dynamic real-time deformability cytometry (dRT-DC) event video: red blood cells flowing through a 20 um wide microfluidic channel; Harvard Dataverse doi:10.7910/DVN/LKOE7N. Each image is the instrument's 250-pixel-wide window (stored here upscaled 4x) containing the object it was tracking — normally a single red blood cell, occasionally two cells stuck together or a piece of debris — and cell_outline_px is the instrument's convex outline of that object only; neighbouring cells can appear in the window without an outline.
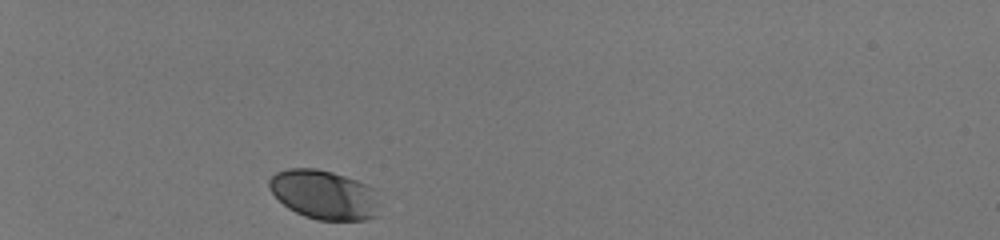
{"species": "human", "species_latin": "Homo sapiens", "temperature_condition": "room temperature", "stored_images_in_passage": 31, "camera_frame_rate_fps": 3000, "um_per_image_px": 0.085, "donor": {"sex": "male"}, "frame": {"image": 1, "passage_image": 1, "time_ms": 0.0, "image_size_px": [1000, 240], "cell_outline_px": [[380, 216], [368, 220], [316, 220], [304, 216], [288, 208], [268, 188], [268, 180], [276, 172], [288, 168], [316, 168], [332, 172], [356, 180], [372, 188]], "centroid_in_image_um": [27.52, 16.56], "position_along_channel_um": 57.5, "area_um2": 31.56}}
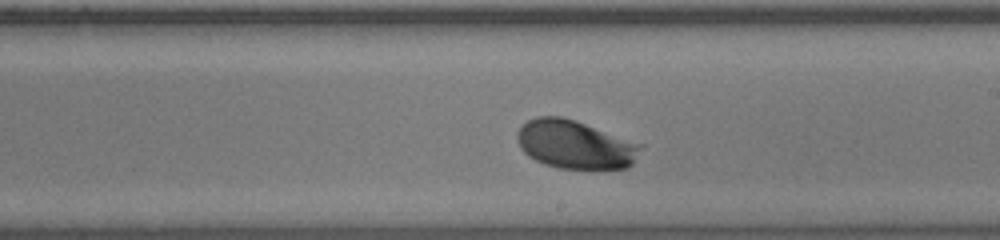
{"frame": {"image": 2, "passage_image": 18, "time_ms": 5.667, "image_size_px": [1000, 240], "cell_outline_px": [[644, 144], [632, 164], [628, 168], [560, 168], [544, 164], [528, 156], [520, 148], [516, 140], [516, 132], [528, 120], [536, 116], [560, 116], [576, 120]], "centroid_in_image_um": [48.88, 12.27], "position_along_channel_um": 240.1, "area_um2": 34.97}}
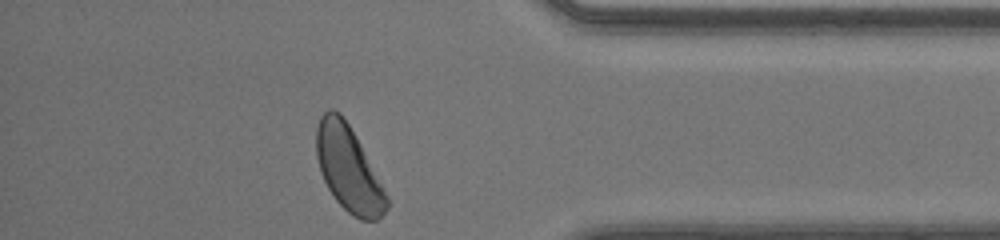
{"frame": {"image": 3, "passage_image": 31, "time_ms": 10.0, "image_size_px": [1000, 240], "cell_outline_px": [[388, 208], [376, 220], [360, 220], [352, 216], [336, 200], [328, 188], [320, 172], [316, 156], [316, 128], [320, 116], [328, 108], [332, 108], [340, 112], [348, 124], [360, 144], [388, 196]], "centroid_in_image_um": [29.6, 14.33], "position_along_channel_um": 405.6, "area_um2": 34.68}, "authors_computed_cell_mechanics": {"area_um2": 33.813, "velocity_mm_per_s": 4.0524, "shape_relaxation_time_tau1_ms": 1.1133, "shape_relaxation_time_tau2_ms": null, "deformation_change_tau1": 0.0724, "deformation_change_tau2": null}}